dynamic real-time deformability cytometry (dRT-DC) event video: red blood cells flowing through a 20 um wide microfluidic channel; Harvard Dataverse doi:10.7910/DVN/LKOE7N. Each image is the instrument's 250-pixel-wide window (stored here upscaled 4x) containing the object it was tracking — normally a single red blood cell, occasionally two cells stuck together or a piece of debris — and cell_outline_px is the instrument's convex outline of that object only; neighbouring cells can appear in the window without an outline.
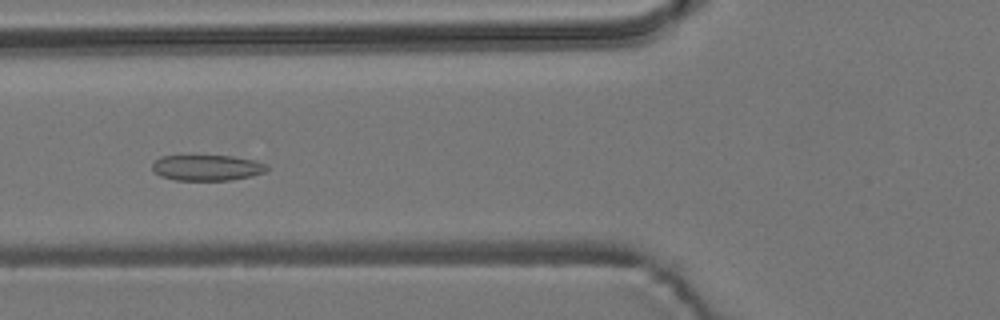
{"species": "common noctule bat (a hibernating species)", "species_latin": "Nyctalus noctula", "temperature_condition": "room temperature", "stored_images_in_passage": 7, "camera_frame_rate_fps": 3000, "um_per_image_px": 0.085, "animal": {"sex": "male", "body_mass_g": 19.2, "forearm_length_mm": 51.8}, "frame": {"image": 1, "passage_image": 6, "time_ms": 6.0, "image_size_px": [1000, 320], "cell_outline_px": [[268, 168], [264, 172], [252, 176], [232, 180], [172, 180], [160, 176], [152, 172], [152, 164], [160, 156], [232, 156], [256, 160], [268, 164]], "centroid_in_image_um": [17.59, 14.26], "position_along_channel_um": 108.2, "area_um2": 17.4}}
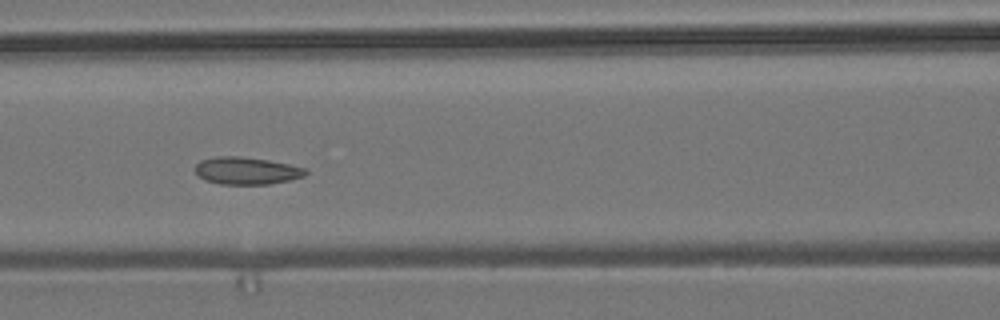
{"frame": {"image": 2, "passage_image": 7, "time_ms": 7.0, "image_size_px": [1000, 320], "cell_outline_px": [[308, 172], [304, 176], [288, 180], [268, 184], [220, 184], [204, 180], [196, 172], [196, 164], [200, 160], [216, 156], [240, 156], [268, 160], [308, 168]], "centroid_in_image_um": [20.96, 14.5], "position_along_channel_um": 145.6, "area_um2": 17.57}}